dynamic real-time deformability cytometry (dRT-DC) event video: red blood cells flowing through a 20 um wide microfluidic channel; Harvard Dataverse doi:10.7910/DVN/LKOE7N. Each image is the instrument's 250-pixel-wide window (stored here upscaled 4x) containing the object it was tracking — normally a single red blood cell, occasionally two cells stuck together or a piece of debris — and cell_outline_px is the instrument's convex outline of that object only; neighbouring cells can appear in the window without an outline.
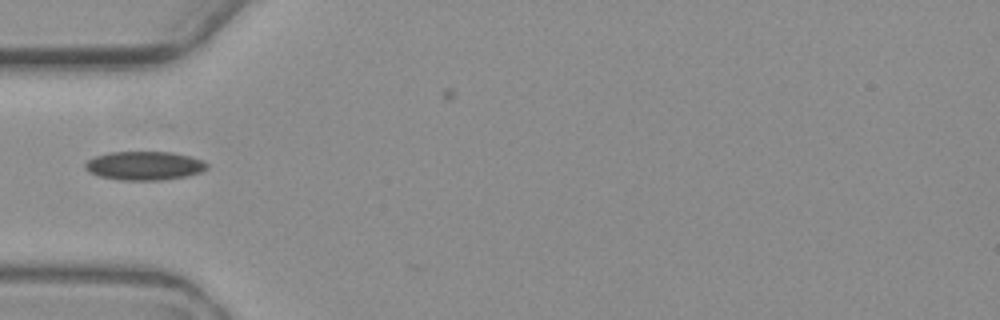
{"species": "common noctule bat (a hibernating species)", "species_latin": "Nyctalus noctula", "temperature_condition": "warm", "stored_images_in_passage": 4, "camera_frame_rate_fps": 3000, "um_per_image_px": 0.085, "animal": {"sex": "female", "body_mass_g": 19.3, "forearm_length_mm": 54.1}, "frame": {"image": 1, "passage_image": 1, "time_ms": 0.0, "image_size_px": [1000, 320], "cell_outline_px": [[208, 168], [200, 172], [188, 176], [164, 180], [120, 180], [100, 176], [88, 172], [84, 168], [84, 164], [88, 160], [96, 156], [108, 152], [172, 152], [188, 156], [200, 160], [208, 164]], "centroid_in_image_um": [12.25, 14.09], "position_along_channel_um": 72.7, "area_um2": 20.4}}
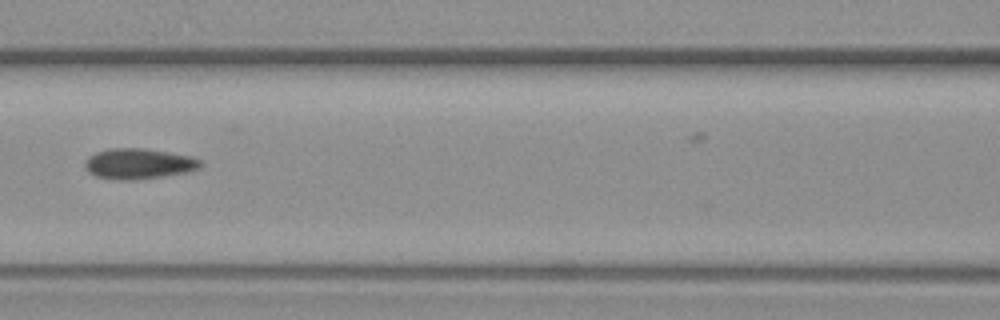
{"frame": {"image": 2, "passage_image": 3, "time_ms": 2.333, "image_size_px": [1000, 320], "cell_outline_px": [[200, 168], [188, 172], [164, 176], [136, 180], [112, 180], [96, 176], [88, 172], [84, 168], [84, 160], [88, 156], [96, 152], [108, 148], [144, 148], [192, 156], [200, 160]], "centroid_in_image_um": [11.74, 13.92], "position_along_channel_um": 154.9, "area_um2": 20.87}}
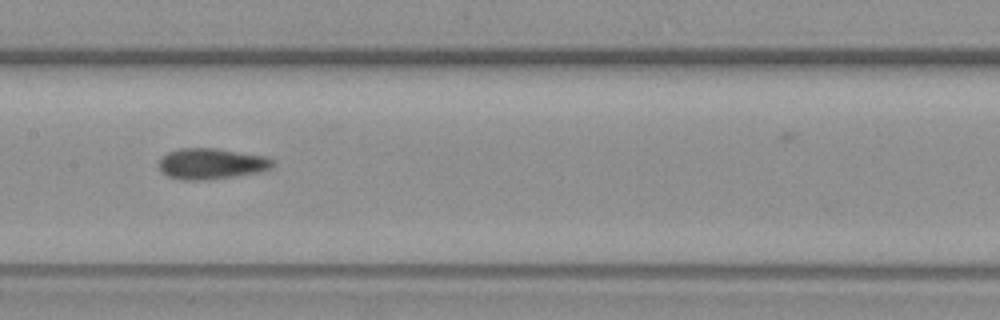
{"frame": {"image": 3, "passage_image": 4, "time_ms": 3.333, "image_size_px": [1000, 320], "cell_outline_px": [[276, 164], [272, 168], [264, 172], [208, 180], [180, 180], [168, 176], [160, 172], [160, 160], [168, 152], [180, 148], [216, 148], [268, 156]], "centroid_in_image_um": [18.03, 13.92], "position_along_channel_um": 189.4, "area_um2": 20.87}}